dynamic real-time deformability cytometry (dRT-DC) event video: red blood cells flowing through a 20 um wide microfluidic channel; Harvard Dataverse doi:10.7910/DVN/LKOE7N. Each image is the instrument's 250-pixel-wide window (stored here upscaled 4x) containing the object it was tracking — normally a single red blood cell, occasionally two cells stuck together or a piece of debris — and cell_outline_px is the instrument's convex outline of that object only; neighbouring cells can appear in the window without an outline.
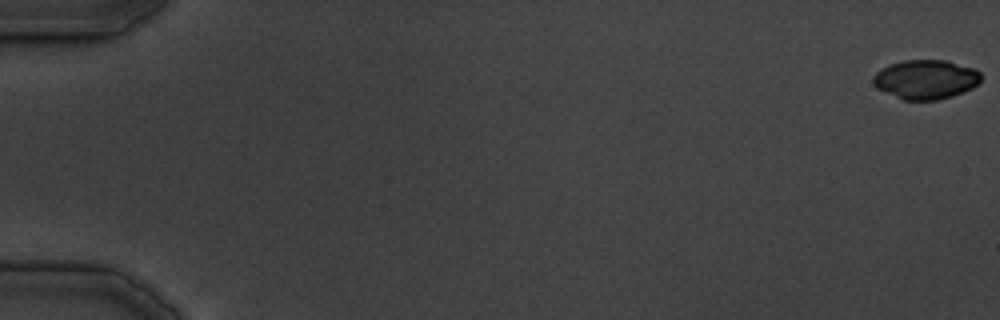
{"species": "common noctule bat (a hibernating species)", "species_latin": "Nyctalus noctula", "temperature_condition": "cold", "stored_images_in_passage": 24, "camera_frame_rate_fps": 3000, "um_per_image_px": 0.085, "animal": {"sex": "male", "body_mass_g": 19.5, "forearm_length_mm": 54.6}, "frame": {"image": 1, "passage_image": 1, "time_ms": 0.0, "image_size_px": [1000, 320], "cell_outline_px": [[980, 80], [972, 88], [964, 92], [952, 96], [936, 100], [904, 100], [876, 88], [872, 84], [872, 76], [880, 68], [888, 64], [904, 60], [944, 60], [976, 68], [980, 72]], "centroid_in_image_um": [78.65, 6.74], "position_along_channel_um": 6.3, "area_um2": 24.85}}